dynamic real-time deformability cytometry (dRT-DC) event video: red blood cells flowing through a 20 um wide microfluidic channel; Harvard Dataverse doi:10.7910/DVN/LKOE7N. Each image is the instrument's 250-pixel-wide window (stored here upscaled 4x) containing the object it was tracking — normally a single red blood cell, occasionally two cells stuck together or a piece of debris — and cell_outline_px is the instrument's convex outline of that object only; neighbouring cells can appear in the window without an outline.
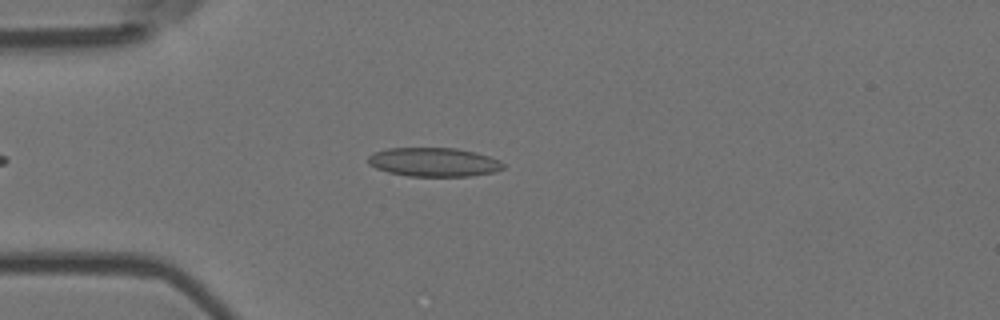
{"species": "Egyptian fruit bat (a non-hibernating species)", "species_latin": "Rousettus aegyptiacus", "temperature_condition": "room temperature", "stored_images_in_passage": 44, "camera_frame_rate_fps": 3000, "um_per_image_px": 0.085, "animal": {"sex": "female"}, "frame": {"image": 1, "passage_image": 9, "time_ms": 2.667, "image_size_px": [1000, 320], "cell_outline_px": [[504, 168], [492, 172], [468, 176], [408, 176], [388, 172], [376, 168], [368, 164], [368, 156], [376, 152], [388, 148], [456, 148], [476, 152], [500, 160], [504, 164]], "centroid_in_image_um": [36.87, 13.77], "position_along_channel_um": 48.1, "area_um2": 22.66}}
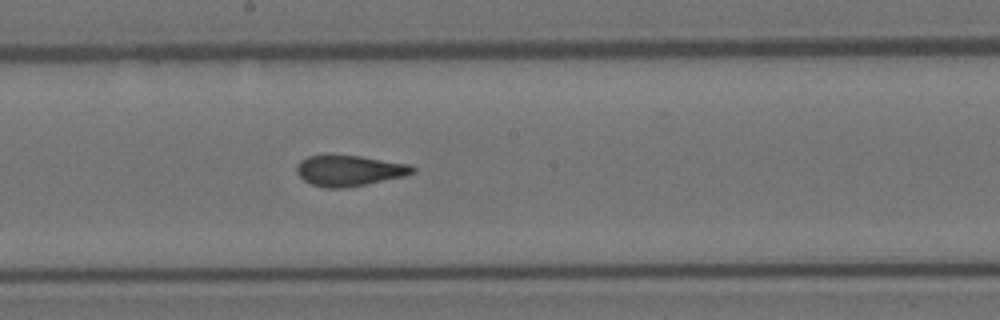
{"frame": {"image": 2, "passage_image": 24, "time_ms": 7.667, "image_size_px": [1000, 320], "cell_outline_px": [[416, 172], [404, 176], [344, 188], [324, 188], [312, 184], [304, 180], [296, 172], [296, 164], [300, 160], [308, 156], [324, 152], [328, 152], [360, 156], [408, 164], [416, 168]], "centroid_in_image_um": [29.61, 14.46], "position_along_channel_um": 218.6, "area_um2": 21.27}}
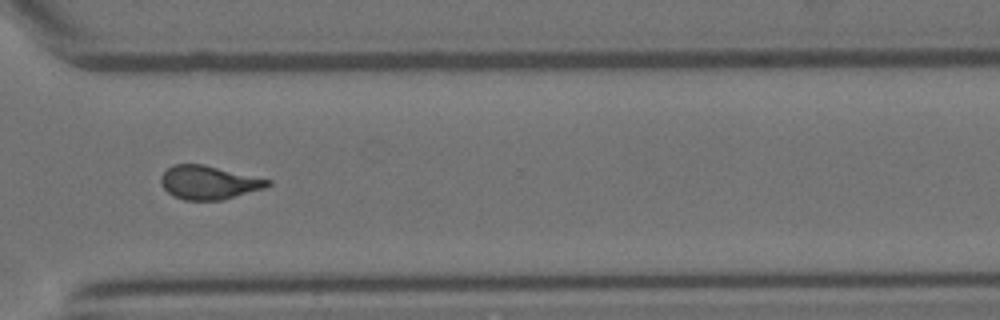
{"frame": {"image": 3, "passage_image": 35, "time_ms": 11.333, "image_size_px": [1000, 320], "cell_outline_px": [[272, 184], [264, 188], [220, 200], [184, 200], [172, 196], [160, 184], [160, 176], [168, 168], [176, 164], [204, 164], [272, 180]], "centroid_in_image_um": [17.72, 15.51], "position_along_channel_um": 352.9, "area_um2": 20.87}, "authors_computed_cell_mechanics": {"area_um2": 21.2993, "velocity_mm_per_s": 3.6749, "shape_relaxation_time_tau1_ms": null, "shape_relaxation_time_tau2_ms": 1.0269, "deformation_change_tau1": null, "deformation_change_tau2": 0.0715}}